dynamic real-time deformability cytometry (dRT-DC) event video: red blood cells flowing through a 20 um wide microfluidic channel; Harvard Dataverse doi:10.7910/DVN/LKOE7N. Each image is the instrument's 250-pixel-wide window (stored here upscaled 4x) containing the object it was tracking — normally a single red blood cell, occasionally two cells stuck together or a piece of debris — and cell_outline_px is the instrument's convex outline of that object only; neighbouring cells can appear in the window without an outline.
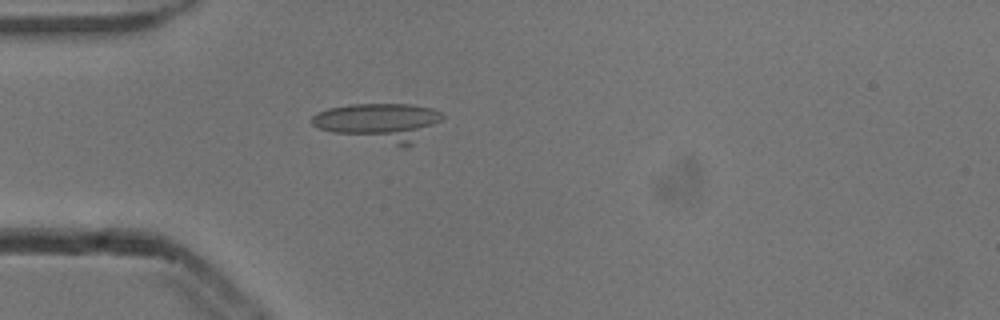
{"species": "common noctule bat (a hibernating species)", "species_latin": "Nyctalus noctula", "temperature_condition": "cold", "stored_images_in_passage": 5, "camera_frame_rate_fps": 3000, "um_per_image_px": 0.085, "animal": {"sex": "male", "body_mass_g": 13.3}, "frame": {"image": 1, "passage_image": 5, "time_ms": 1.333, "image_size_px": [1000, 320], "cell_outline_px": [[444, 116], [440, 120], [408, 148], [400, 148], [332, 132], [320, 128], [312, 124], [312, 116], [316, 112], [328, 108], [348, 104], [412, 104], [432, 108], [440, 112]], "centroid_in_image_um": [32.24, 10.39], "position_along_channel_um": 52.8, "area_um2": 29.07}}